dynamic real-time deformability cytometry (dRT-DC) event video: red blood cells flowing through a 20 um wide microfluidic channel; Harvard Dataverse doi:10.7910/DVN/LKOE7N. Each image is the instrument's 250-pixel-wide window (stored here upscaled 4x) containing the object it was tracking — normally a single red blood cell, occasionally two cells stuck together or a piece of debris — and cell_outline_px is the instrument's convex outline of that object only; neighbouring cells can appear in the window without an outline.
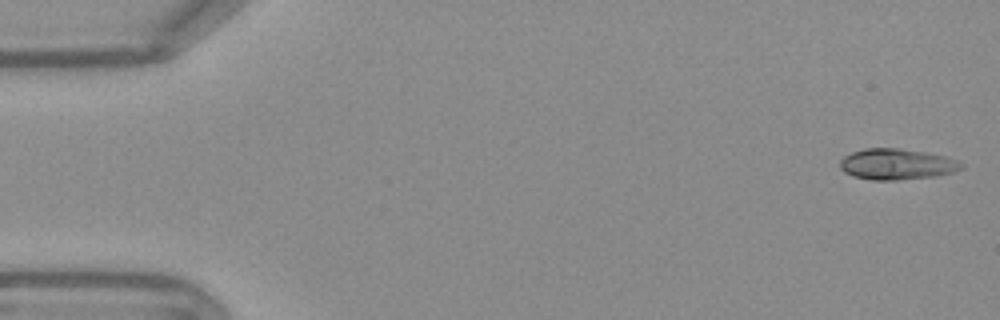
{"species": "Egyptian fruit bat (a non-hibernating species)", "species_latin": "Rousettus aegyptiacus", "temperature_condition": "warm", "stored_images_in_passage": 11, "camera_frame_rate_fps": 3000, "um_per_image_px": 0.085, "frame": {"image": 1, "passage_image": 1, "time_ms": 0.0, "image_size_px": [1000, 320], "cell_outline_px": [[964, 168], [952, 172], [936, 176], [896, 180], [872, 180], [852, 176], [844, 172], [840, 168], [840, 160], [844, 156], [852, 152], [864, 148], [900, 148], [928, 152], [944, 156], [956, 160], [964, 164]], "centroid_in_image_um": [76.22, 13.95], "position_along_channel_um": 8.8, "area_um2": 22.02}}